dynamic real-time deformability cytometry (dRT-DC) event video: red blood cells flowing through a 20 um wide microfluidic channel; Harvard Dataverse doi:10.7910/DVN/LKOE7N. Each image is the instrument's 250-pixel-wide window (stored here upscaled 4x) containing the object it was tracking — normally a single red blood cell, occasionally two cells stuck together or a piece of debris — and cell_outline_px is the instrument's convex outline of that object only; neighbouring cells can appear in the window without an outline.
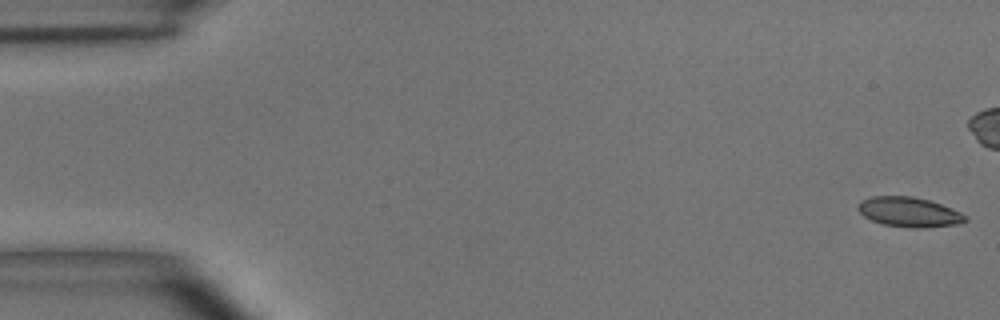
{"species": "common noctule bat (a hibernating species)", "species_latin": "Nyctalus noctula", "temperature_condition": "room temperature", "stored_images_in_passage": 54, "camera_frame_rate_fps": 3000, "um_per_image_px": 0.085, "animal": {"sex": "male", "body_mass_g": 15.6}, "frame": {"image": 1, "passage_image": 1, "time_ms": 0.0, "image_size_px": [1000, 320], "cell_outline_px": [[968, 220], [960, 224], [920, 228], [912, 228], [884, 224], [872, 220], [864, 216], [856, 208], [856, 204], [860, 200], [872, 196], [912, 196], [928, 200], [940, 204], [960, 212], [968, 216]], "centroid_in_image_um": [77.26, 18.02], "position_along_channel_um": 7.7, "area_um2": 18.67}}
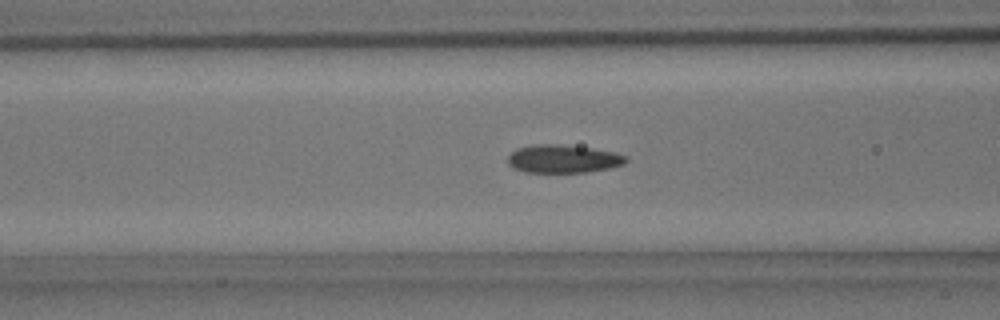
{"frame": {"image": 2, "passage_image": 21, "time_ms": 6.667, "image_size_px": [1000, 320], "cell_outline_px": [[628, 160], [624, 164], [608, 168], [588, 172], [524, 172], [512, 168], [508, 164], [508, 156], [516, 148], [528, 144], [560, 144], [592, 148], [616, 152], [628, 156]], "centroid_in_image_um": [47.85, 13.49], "position_along_channel_um": 118.7, "area_um2": 19.65}}
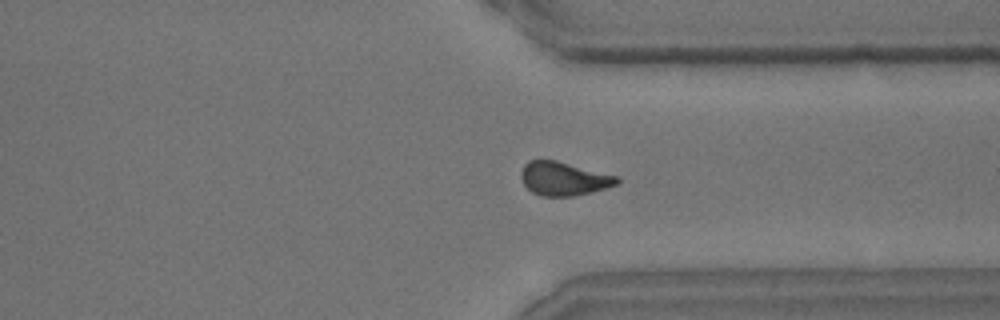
{"frame": {"image": 3, "passage_image": 41, "time_ms": 13.333, "image_size_px": [1000, 320], "cell_outline_px": [[620, 184], [576, 196], [540, 196], [532, 192], [524, 184], [520, 176], [520, 172], [524, 164], [528, 160], [556, 160], [620, 176]], "centroid_in_image_um": [47.94, 15.18], "position_along_channel_um": 363.5, "area_um2": 19.07}, "authors_computed_cell_mechanics": {"area_um2": 19.074, "velocity_mm_per_s": 3.6838, "shape_relaxation_time_tau1_ms": 6.7807, "shape_relaxation_time_tau2_ms": 2.131, "deformation_change_tau1": 0.1504, "deformation_change_tau2": 0.0748}}